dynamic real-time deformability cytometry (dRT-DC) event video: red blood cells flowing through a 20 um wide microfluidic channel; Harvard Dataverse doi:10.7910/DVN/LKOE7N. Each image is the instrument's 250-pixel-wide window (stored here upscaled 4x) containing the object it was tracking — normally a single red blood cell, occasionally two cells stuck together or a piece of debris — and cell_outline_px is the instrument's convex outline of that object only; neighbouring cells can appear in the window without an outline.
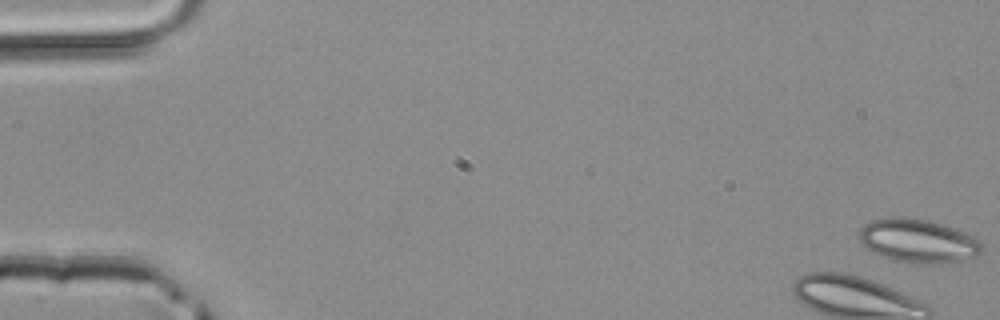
{"species": "common noctule bat (a hibernating species)", "species_latin": "Nyctalus noctula", "temperature_condition": "room temperature", "stored_images_in_passage": 7, "camera_frame_rate_fps": 3000, "um_per_image_px": 0.085, "animal": {"sex": "male", "body_mass_g": 20.4}, "frame": {"image": 1, "passage_image": 1, "time_ms": 0.0, "image_size_px": [1000, 320], "cell_outline_px": [[984, 252], [976, 256], [940, 264], [924, 264], [900, 260], [884, 256], [872, 252], [860, 244], [860, 228], [864, 224], [872, 220], [896, 216], [904, 216], [928, 220], [964, 232], [980, 240], [984, 244]], "centroid_in_image_um": [78.05, 20.46], "position_along_channel_um": 6.9, "area_um2": 31.1}}